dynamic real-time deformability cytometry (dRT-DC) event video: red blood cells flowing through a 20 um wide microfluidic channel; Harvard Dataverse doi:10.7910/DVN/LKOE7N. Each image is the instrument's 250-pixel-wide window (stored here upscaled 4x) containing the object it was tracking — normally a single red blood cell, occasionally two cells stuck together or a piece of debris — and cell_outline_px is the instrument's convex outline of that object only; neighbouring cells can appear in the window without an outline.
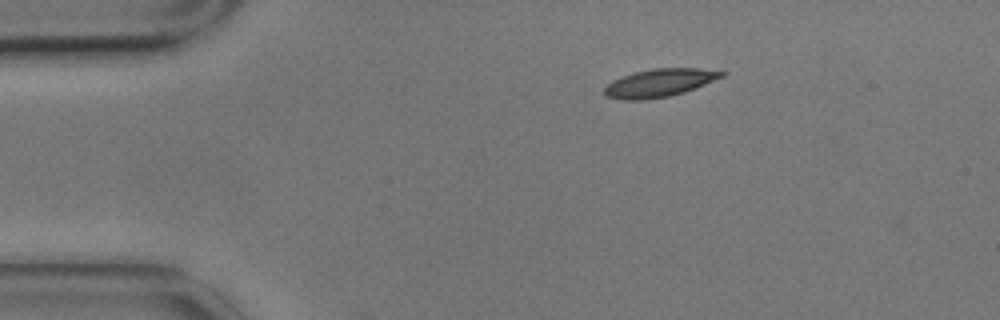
{"species": "common noctule bat (a hibernating species)", "species_latin": "Nyctalus noctula", "temperature_condition": "cold", "stored_images_in_passage": 4, "camera_frame_rate_fps": 3000, "um_per_image_px": 0.085, "animal": {"sex": "male", "body_mass_g": 17.9}, "frame": {"image": 1, "passage_image": 1, "time_ms": 0.0, "image_size_px": [1000, 320], "cell_outline_px": [[728, 72], [724, 76], [696, 88], [684, 92], [668, 96], [644, 100], [624, 100], [604, 96], [604, 88], [612, 80], [636, 72], [652, 68], [700, 68]], "centroid_in_image_um": [56.07, 7.04], "position_along_channel_um": 28.9, "area_um2": 19.13}}
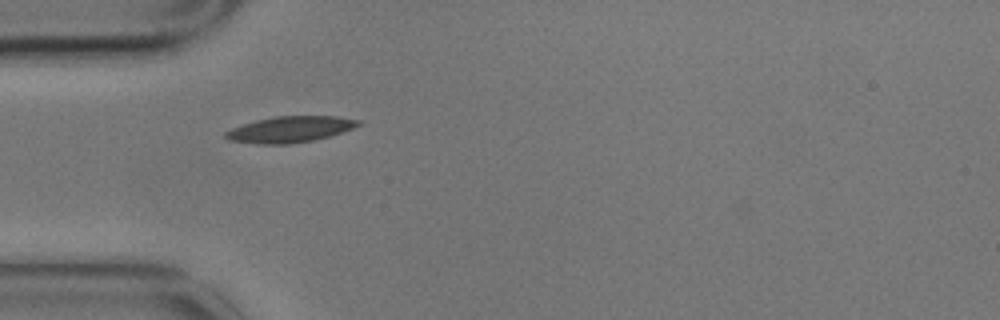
{"frame": {"image": 2, "passage_image": 3, "time_ms": 0.667, "image_size_px": [1000, 320], "cell_outline_px": [[360, 124], [352, 128], [316, 140], [288, 144], [256, 144], [228, 140], [224, 136], [224, 132], [232, 128], [256, 120], [276, 116], [336, 116], [360, 120]], "centroid_in_image_um": [24.61, 11.0], "position_along_channel_um": 60.4, "area_um2": 20.06}}